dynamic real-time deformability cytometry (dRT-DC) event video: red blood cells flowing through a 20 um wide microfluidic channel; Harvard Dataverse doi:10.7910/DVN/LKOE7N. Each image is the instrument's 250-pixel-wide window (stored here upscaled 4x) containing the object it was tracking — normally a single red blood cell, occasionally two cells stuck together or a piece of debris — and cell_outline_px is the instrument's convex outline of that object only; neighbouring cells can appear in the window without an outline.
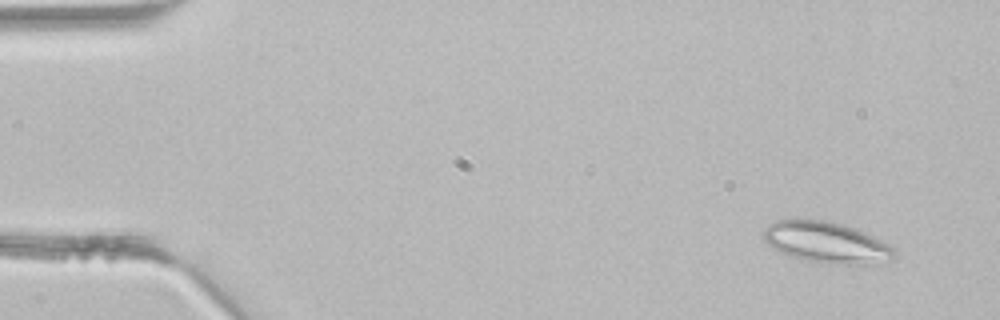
{"species": "common noctule bat (a hibernating species)", "species_latin": "Nyctalus noctula", "temperature_condition": "room temperature", "stored_images_in_passage": 4, "segment_of_instrument_passage": [1, 2], "camera_frame_rate_fps": 3000, "um_per_image_px": 0.085, "animal": {"sex": "male", "body_mass_g": 21.5, "forearm_length_mm": 52.0}, "frame": {"image": 1, "passage_image": 1, "time_ms": 0.0, "image_size_px": [1000, 320], "cell_outline_px": [[896, 252], [892, 256], [872, 264], [848, 264], [804, 260], [780, 252], [768, 244], [764, 240], [764, 228], [768, 224], [776, 220], [828, 220], [844, 224], [856, 228], [884, 240], [896, 248]], "centroid_in_image_um": [70.25, 20.58], "position_along_channel_um": 14.7, "area_um2": 31.1}}